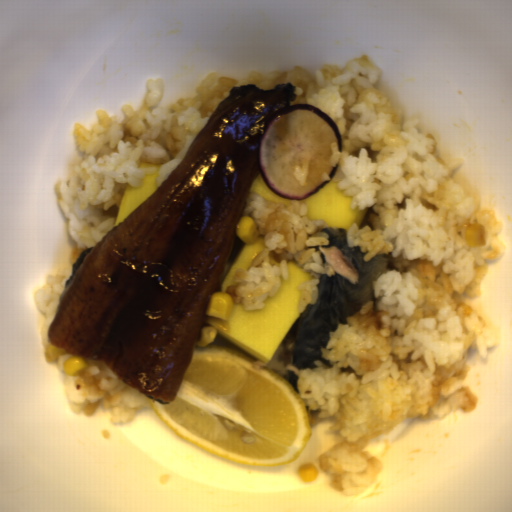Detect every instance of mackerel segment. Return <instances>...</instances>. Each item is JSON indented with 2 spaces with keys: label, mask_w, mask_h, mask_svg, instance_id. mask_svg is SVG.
I'll return each mask as SVG.
<instances>
[{
  "label": "mackerel segment",
  "mask_w": 512,
  "mask_h": 512,
  "mask_svg": "<svg viewBox=\"0 0 512 512\" xmlns=\"http://www.w3.org/2000/svg\"><path fill=\"white\" fill-rule=\"evenodd\" d=\"M299 395L298 380L299 376L293 372H286L283 378Z\"/></svg>",
  "instance_id": "c1d32c5f"
},
{
  "label": "mackerel segment",
  "mask_w": 512,
  "mask_h": 512,
  "mask_svg": "<svg viewBox=\"0 0 512 512\" xmlns=\"http://www.w3.org/2000/svg\"><path fill=\"white\" fill-rule=\"evenodd\" d=\"M327 234L322 254L333 273L319 276L316 302L307 305L281 342L280 360L297 371L313 368L329 335L374 298V281L387 273L384 255L366 260L358 246H348L346 228L333 226Z\"/></svg>",
  "instance_id": "14911b7f"
}]
</instances>
